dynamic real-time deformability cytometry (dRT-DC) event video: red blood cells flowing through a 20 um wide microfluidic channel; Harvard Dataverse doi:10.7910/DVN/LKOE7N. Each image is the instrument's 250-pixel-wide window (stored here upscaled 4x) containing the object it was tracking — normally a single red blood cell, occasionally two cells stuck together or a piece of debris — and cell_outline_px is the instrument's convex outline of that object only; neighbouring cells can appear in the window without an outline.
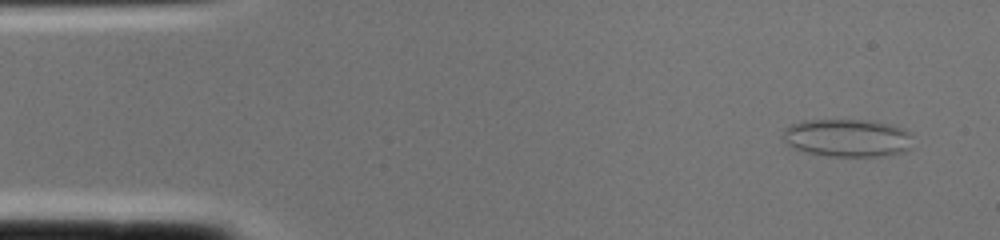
{"species": "common noctule bat (a hibernating species)", "species_latin": "Nyctalus noctula", "temperature_condition": "cold", "stored_images_in_passage": 2, "camera_frame_rate_fps": 3000, "um_per_image_px": 0.085, "animal": {"sex": "female", "body_mass_g": 22.0, "forearm_length_mm": 56.7}, "frame": {"image": 1, "passage_image": 1, "time_ms": 0.0, "image_size_px": [1000, 240], "cell_outline_px": [[912, 148], [904, 152], [884, 156], [828, 156], [808, 152], [796, 148], [788, 144], [780, 136], [784, 128], [792, 124], [804, 120], [868, 120], [888, 124], [904, 128], [912, 132]], "centroid_in_image_um": [72.07, 11.72], "position_along_channel_um": 12.9, "area_um2": 28.96}}
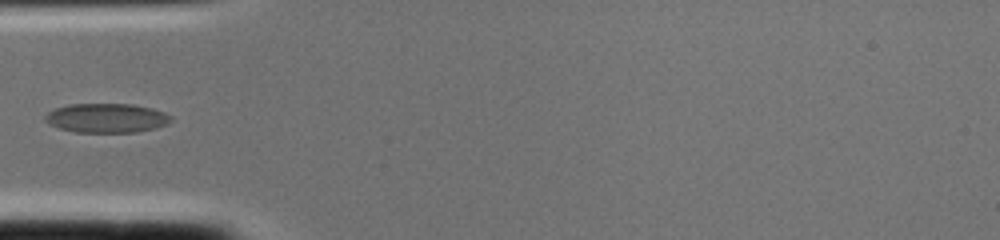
{"frame": {"image": 2, "passage_image": 2, "time_ms": 0.333, "image_size_px": [1000, 240], "cell_outline_px": [[172, 120], [168, 124], [156, 128], [136, 132], [76, 132], [60, 128], [48, 124], [44, 120], [44, 116], [48, 112], [56, 108], [68, 104], [132, 104], [152, 108], [164, 112], [172, 116]], "centroid_in_image_um": [9.07, 10.03], "position_along_channel_um": 75.9, "area_um2": 21.56}}